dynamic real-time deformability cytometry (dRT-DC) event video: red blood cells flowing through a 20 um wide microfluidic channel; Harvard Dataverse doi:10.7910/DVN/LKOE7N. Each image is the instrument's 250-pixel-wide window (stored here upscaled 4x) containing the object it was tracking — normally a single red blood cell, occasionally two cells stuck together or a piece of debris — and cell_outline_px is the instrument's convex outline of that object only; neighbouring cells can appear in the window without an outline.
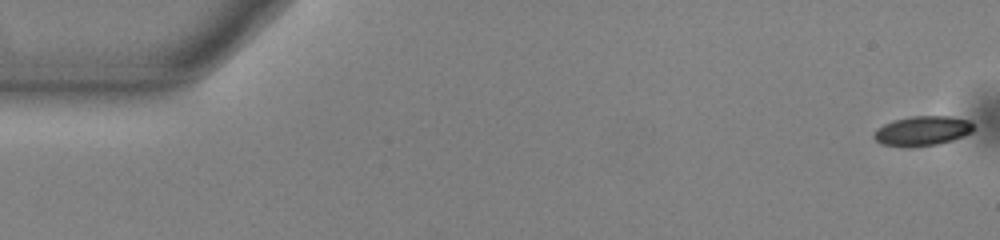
{"species": "common noctule bat (a hibernating species)", "species_latin": "Nyctalus noctula", "temperature_condition": "warm", "stored_images_in_passage": 54, "camera_frame_rate_fps": 3000, "um_per_image_px": 0.085, "animal": {"sex": "male", "body_mass_g": 13.0, "forearm_length_mm": 53.1}, "frame": {"image": 1, "passage_image": 1, "time_ms": 0.0, "image_size_px": [1000, 240], "cell_outline_px": [[976, 128], [972, 132], [964, 136], [952, 140], [936, 144], [912, 148], [904, 148], [880, 144], [872, 136], [876, 128], [884, 124], [896, 120], [912, 116], [948, 116], [968, 120]], "centroid_in_image_um": [78.38, 11.15], "position_along_channel_um": 6.6, "area_um2": 17.46}}
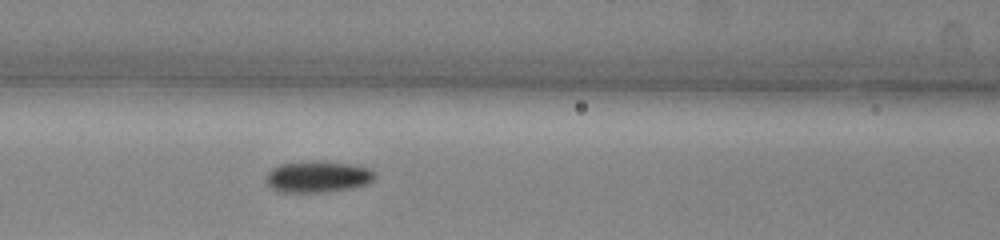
{"frame": {"image": 2, "passage_image": 23, "time_ms": 7.333, "image_size_px": [1000, 240], "cell_outline_px": [[376, 176], [368, 184], [352, 188], [324, 192], [280, 192], [272, 188], [264, 180], [264, 176], [272, 168], [280, 164], [312, 160], [348, 164], [368, 168], [376, 172]], "centroid_in_image_um": [26.98, 15.02], "position_along_channel_um": 139.6, "area_um2": 20.06}}
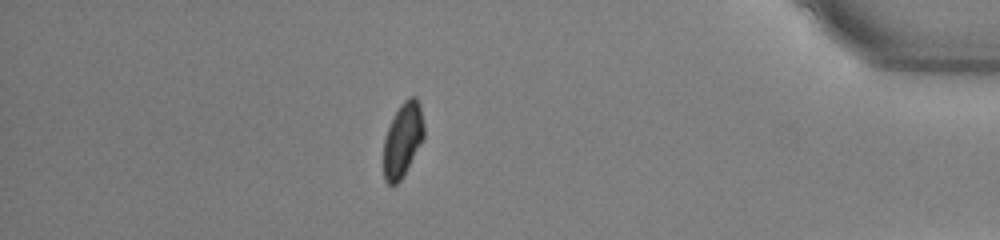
{"frame": {"image": 3, "passage_image": 47, "time_ms": 15.333, "image_size_px": [1000, 240], "cell_outline_px": [[424, 140], [400, 180], [396, 184], [388, 184], [384, 180], [384, 140], [388, 128], [400, 104], [408, 96], [416, 96], [420, 104], [424, 124]], "centroid_in_image_um": [34.26, 11.85], "position_along_channel_um": 400.9, "area_um2": 17.46}, "authors_computed_cell_mechanics": {"area_um2": 18.2937, "velocity_mm_per_s": 3.8304, "shape_relaxation_time_tau1_ms": 3.5665, "shape_relaxation_time_tau2_ms": 5.3957, "deformation_change_tau1": 0.0975, "deformation_change_tau2": 0.0846}}